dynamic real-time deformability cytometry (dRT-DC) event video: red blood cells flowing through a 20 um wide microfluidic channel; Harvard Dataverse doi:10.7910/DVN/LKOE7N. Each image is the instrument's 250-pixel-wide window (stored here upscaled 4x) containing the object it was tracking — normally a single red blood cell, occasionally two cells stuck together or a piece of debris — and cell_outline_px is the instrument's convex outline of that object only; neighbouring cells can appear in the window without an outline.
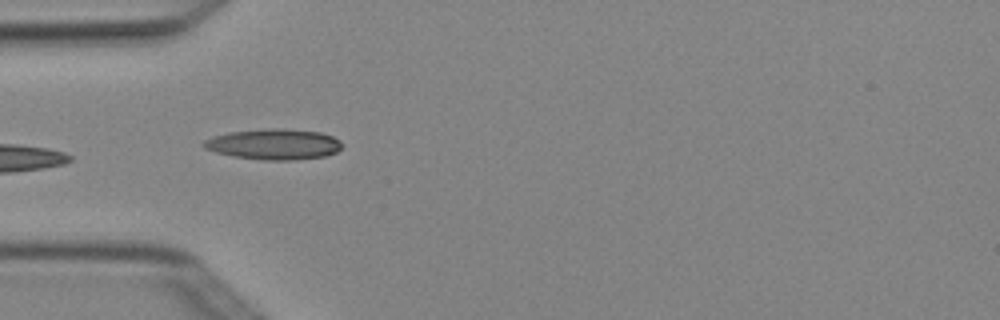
{"species": "Egyptian fruit bat (a non-hibernating species)", "species_latin": "Rousettus aegyptiacus", "temperature_condition": "cold", "stored_images_in_passage": 6, "camera_frame_rate_fps": 3000, "um_per_image_px": 0.085, "animal": {"sex": "female"}, "frame": {"image": 1, "passage_image": 4, "time_ms": 1.0, "image_size_px": [1000, 320], "cell_outline_px": [[344, 144], [336, 152], [324, 156], [296, 160], [264, 160], [236, 156], [216, 152], [204, 148], [200, 144], [204, 140], [212, 136], [228, 132], [272, 128], [284, 128], [320, 132], [332, 136], [340, 140]], "centroid_in_image_um": [23.28, 12.25], "position_along_channel_um": 61.7, "area_um2": 24.8}}
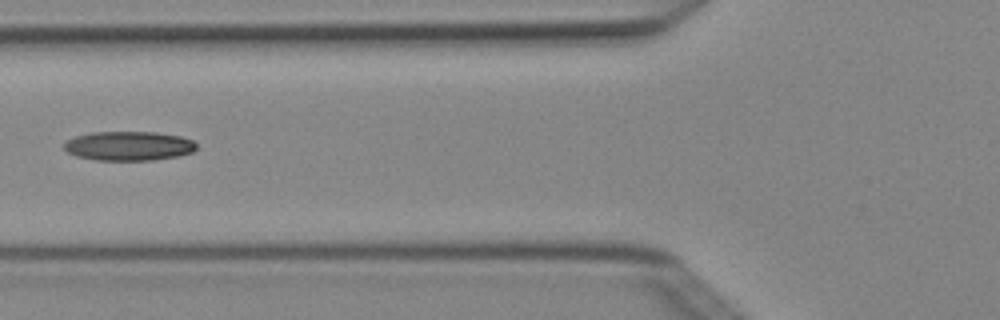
{"frame": {"image": 2, "passage_image": 5, "time_ms": 1.333, "image_size_px": [1000, 320], "cell_outline_px": [[196, 148], [192, 152], [176, 156], [152, 160], [96, 160], [76, 156], [68, 152], [64, 148], [64, 144], [68, 140], [76, 136], [92, 132], [156, 132], [180, 136], [192, 140], [196, 144]], "centroid_in_image_um": [10.94, 12.4], "position_along_channel_um": 114.9, "area_um2": 22.43}}
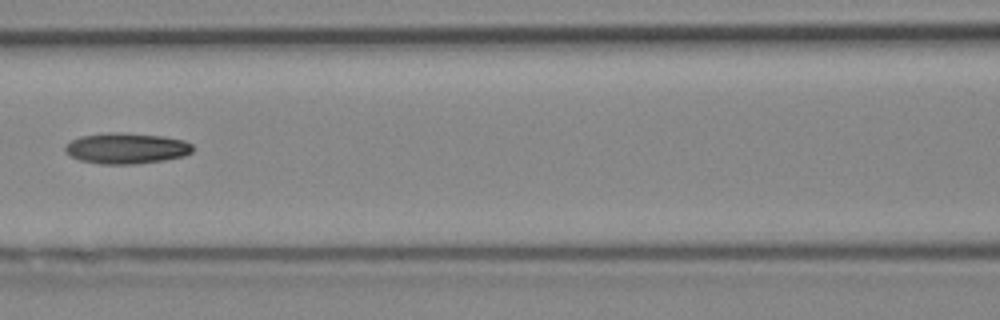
{"frame": {"image": 3, "passage_image": 6, "time_ms": 1.667, "image_size_px": [1000, 320], "cell_outline_px": [[192, 152], [184, 156], [164, 160], [136, 164], [100, 164], [80, 160], [64, 152], [64, 148], [72, 140], [80, 136], [104, 132], [120, 132], [164, 136], [184, 140], [192, 144]], "centroid_in_image_um": [10.74, 12.6], "position_along_channel_um": 155.9, "area_um2": 23.06}}